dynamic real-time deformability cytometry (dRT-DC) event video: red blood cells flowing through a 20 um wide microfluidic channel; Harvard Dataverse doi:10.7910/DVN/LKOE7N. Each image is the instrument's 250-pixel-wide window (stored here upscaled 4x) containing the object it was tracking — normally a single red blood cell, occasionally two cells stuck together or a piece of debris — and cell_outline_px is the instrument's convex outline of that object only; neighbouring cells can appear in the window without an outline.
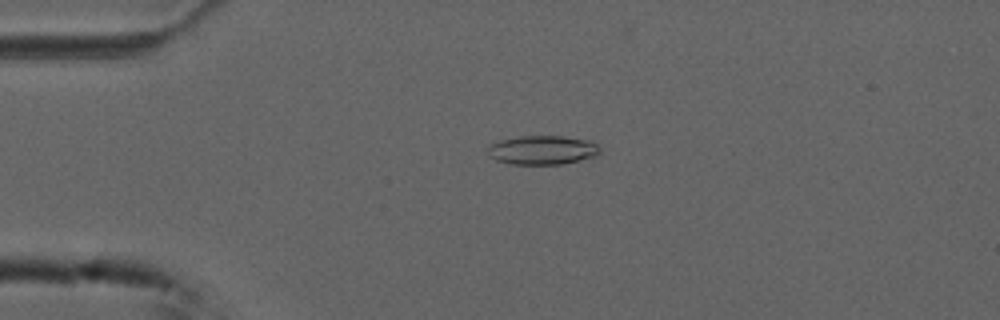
{"species": "common noctule bat (a hibernating species)", "species_latin": "Nyctalus noctula", "temperature_condition": "cold", "stored_images_in_passage": 55, "camera_frame_rate_fps": 3000, "um_per_image_px": 0.085, "animal": {"sex": "male", "forearm_length_mm": 52.5}, "frame": {"image": 1, "passage_image": 13, "time_ms": 4.0, "image_size_px": [1000, 320], "cell_outline_px": [[600, 152], [596, 156], [560, 164], [508, 164], [496, 160], [488, 156], [488, 148], [492, 144], [500, 140], [520, 136], [560, 136], [592, 140], [600, 148]], "centroid_in_image_um": [46.11, 12.75], "position_along_channel_um": 38.9, "area_um2": 18.96}}
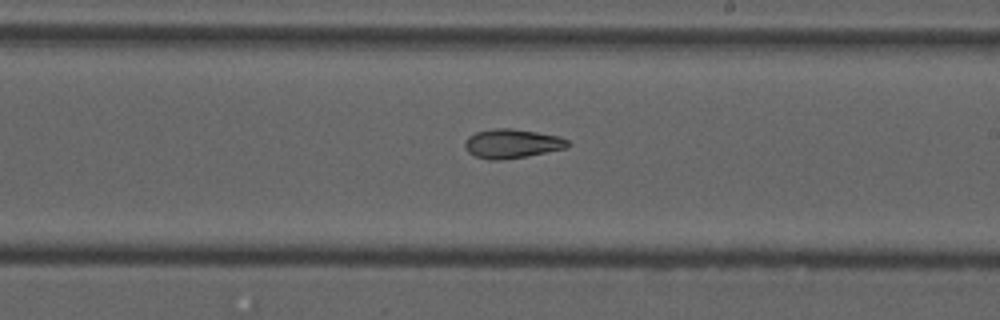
{"frame": {"image": 2, "passage_image": 32, "time_ms": 10.333, "image_size_px": [1000, 320], "cell_outline_px": [[572, 144], [568, 148], [528, 156], [504, 160], [488, 160], [476, 156], [468, 152], [464, 144], [468, 136], [476, 132], [492, 128], [512, 128], [560, 136], [568, 140]], "centroid_in_image_um": [43.55, 12.21], "position_along_channel_um": 245.4, "area_um2": 17.74}}
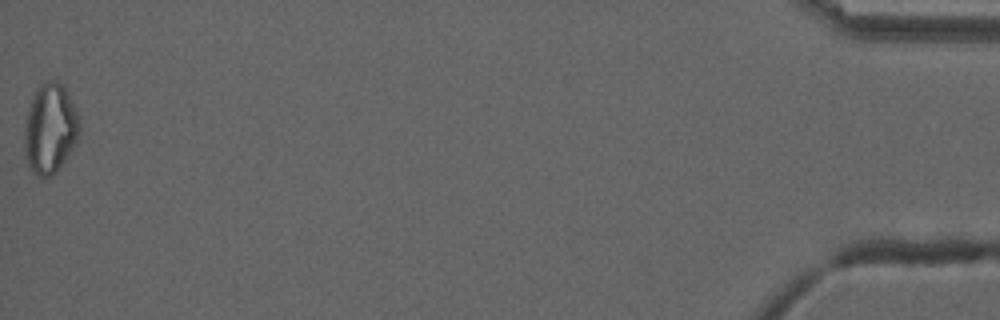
{"frame": {"image": 3, "passage_image": 55, "time_ms": 18.0, "image_size_px": [1000, 320], "cell_outline_px": [[80, 132], [76, 144], [56, 172], [52, 176], [36, 176], [32, 172], [28, 164], [24, 148], [24, 128], [28, 112], [32, 100], [40, 84], [44, 80], [56, 80], [64, 84], [80, 116]], "centroid_in_image_um": [4.29, 10.92], "position_along_channel_um": 430.9, "area_um2": 29.13}, "authors_computed_cell_mechanics": {"area_um2": 19.074, "velocity_mm_per_s": 3.7405, "shape_relaxation_time_tau1_ms": null, "shape_relaxation_time_tau2_ms": 6.7708, "deformation_change_tau1": null, "deformation_change_tau2": 0.1485}}